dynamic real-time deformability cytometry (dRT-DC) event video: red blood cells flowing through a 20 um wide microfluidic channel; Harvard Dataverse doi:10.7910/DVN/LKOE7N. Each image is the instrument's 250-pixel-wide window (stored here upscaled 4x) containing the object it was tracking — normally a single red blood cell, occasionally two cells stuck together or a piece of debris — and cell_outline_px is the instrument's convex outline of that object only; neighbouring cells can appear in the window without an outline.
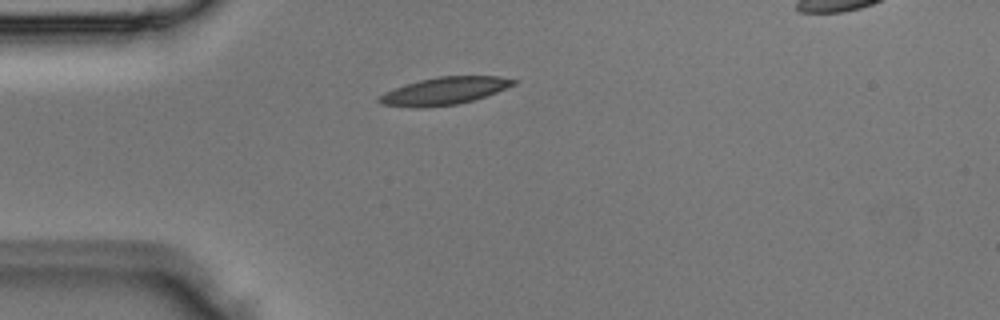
{"species": "Egyptian fruit bat (a non-hibernating species)", "species_latin": "Rousettus aegyptiacus", "temperature_condition": "room temperature", "stored_images_in_passage": 1, "camera_frame_rate_fps": 3000, "um_per_image_px": 0.085, "animal": {"sex": "male"}, "frame": {"image": 1, "passage_image": 1, "time_ms": 0.0, "image_size_px": [1000, 320], "cell_outline_px": [[520, 80], [516, 84], [496, 92], [472, 100], [456, 104], [424, 108], [416, 108], [380, 104], [376, 100], [384, 92], [420, 80], [440, 76], [500, 76]], "centroid_in_image_um": [37.79, 7.73], "position_along_channel_um": 47.2, "area_um2": 21.39}}